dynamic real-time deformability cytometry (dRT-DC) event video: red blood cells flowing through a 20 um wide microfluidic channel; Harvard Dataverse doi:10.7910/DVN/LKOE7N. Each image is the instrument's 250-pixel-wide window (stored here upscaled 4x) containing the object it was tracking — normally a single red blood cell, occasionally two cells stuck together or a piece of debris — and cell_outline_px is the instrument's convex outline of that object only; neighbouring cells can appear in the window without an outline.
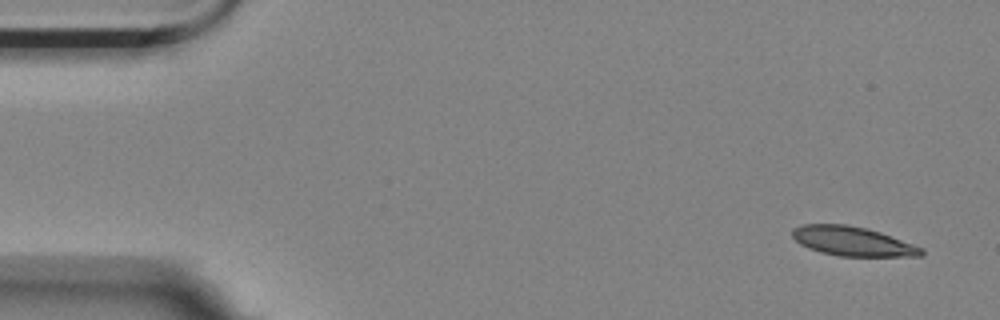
{"species": "Egyptian fruit bat (a non-hibernating species)", "species_latin": "Rousettus aegyptiacus", "temperature_condition": "room temperature", "stored_images_in_passage": 6, "camera_frame_rate_fps": 3000, "um_per_image_px": 0.085, "animal": {"sex": "female"}, "frame": {"image": 1, "passage_image": 1, "time_ms": 0.0, "image_size_px": [1000, 320], "cell_outline_px": [[924, 256], [840, 256], [820, 252], [808, 248], [800, 244], [792, 236], [792, 228], [800, 224], [848, 224], [868, 228], [880, 232], [924, 248]], "centroid_in_image_um": [72.46, 20.5], "position_along_channel_um": 12.5, "area_um2": 22.2}}
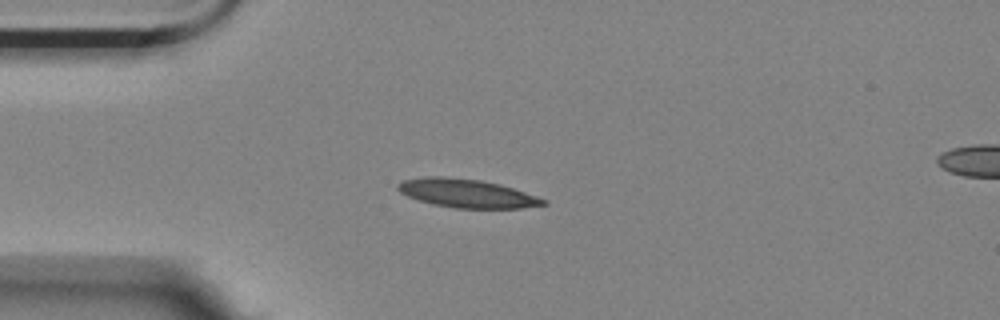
{"frame": {"image": 2, "passage_image": 4, "time_ms": 1.0, "image_size_px": [1000, 320], "cell_outline_px": [[548, 204], [520, 208], [456, 208], [432, 204], [408, 196], [400, 192], [396, 188], [396, 184], [404, 180], [424, 176], [448, 176], [480, 180], [500, 184], [548, 200]], "centroid_in_image_um": [39.66, 16.42], "position_along_channel_um": 45.3, "area_um2": 24.16}}
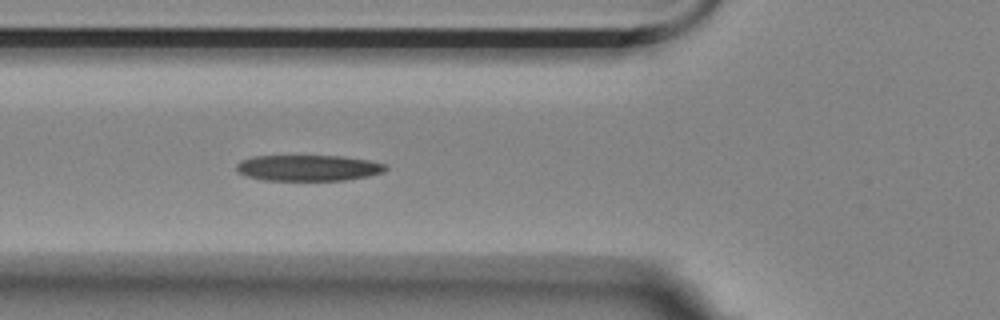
{"frame": {"image": 3, "passage_image": 6, "time_ms": 1.667, "image_size_px": [1000, 320], "cell_outline_px": [[388, 168], [384, 172], [368, 176], [344, 180], [264, 180], [244, 176], [236, 172], [236, 164], [240, 160], [252, 156], [344, 156], [368, 160], [388, 164]], "centroid_in_image_um": [26.18, 14.27], "position_along_channel_um": 99.6, "area_um2": 22.83}}